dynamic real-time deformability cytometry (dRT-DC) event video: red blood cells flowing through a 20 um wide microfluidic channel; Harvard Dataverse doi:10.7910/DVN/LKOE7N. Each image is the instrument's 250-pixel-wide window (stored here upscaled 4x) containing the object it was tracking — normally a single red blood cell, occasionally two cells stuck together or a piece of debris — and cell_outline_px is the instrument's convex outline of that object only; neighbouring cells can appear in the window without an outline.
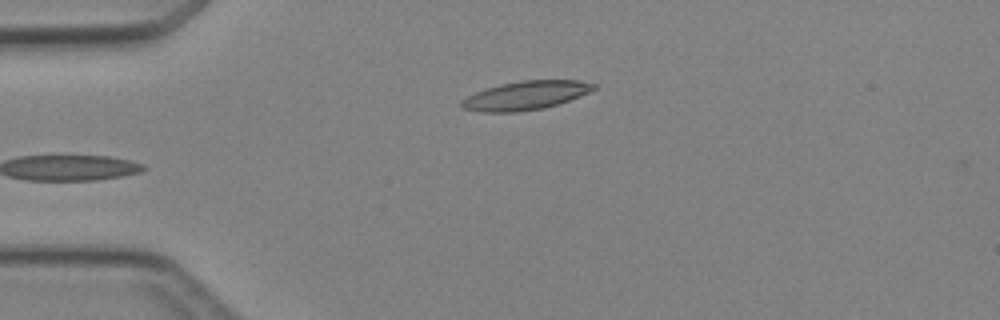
{"species": "Egyptian fruit bat (a non-hibernating species)", "species_latin": "Rousettus aegyptiacus", "temperature_condition": "cold", "stored_images_in_passage": 3, "camera_frame_rate_fps": 3000, "um_per_image_px": 0.085, "animal": {"sex": "female"}, "frame": {"image": 1, "passage_image": 3, "time_ms": 2.333, "image_size_px": [1000, 320], "cell_outline_px": [[596, 88], [580, 96], [544, 108], [516, 112], [480, 112], [460, 108], [460, 100], [476, 92], [500, 84], [520, 80], [580, 80], [596, 84]], "centroid_in_image_um": [44.65, 8.11], "position_along_channel_um": 40.4, "area_um2": 22.08}}